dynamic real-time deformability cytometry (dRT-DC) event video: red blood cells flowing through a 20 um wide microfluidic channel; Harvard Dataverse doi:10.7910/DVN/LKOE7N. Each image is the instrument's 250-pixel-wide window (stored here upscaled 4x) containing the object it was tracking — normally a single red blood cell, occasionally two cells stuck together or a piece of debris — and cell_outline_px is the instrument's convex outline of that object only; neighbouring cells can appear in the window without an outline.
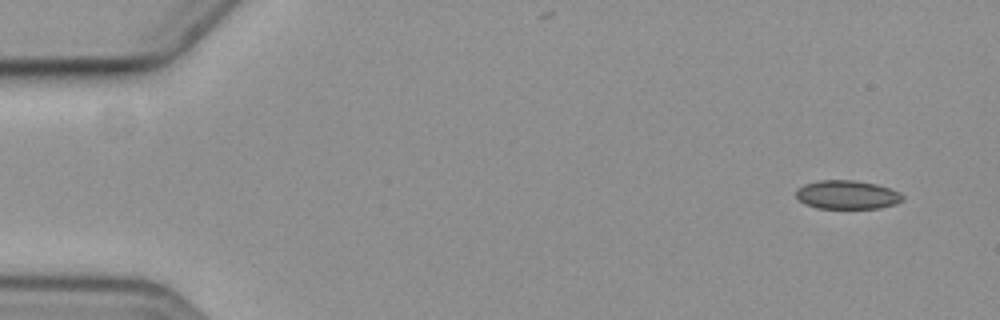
{"species": "common noctule bat (a hibernating species)", "species_latin": "Nyctalus noctula", "temperature_condition": "cold", "stored_images_in_passage": 5, "camera_frame_rate_fps": 3000, "um_per_image_px": 0.085, "animal": {"sex": "female", "body_mass_g": 19.3, "forearm_length_mm": 54.1}, "frame": {"image": 1, "passage_image": 1, "time_ms": 0.0, "image_size_px": [1000, 320], "cell_outline_px": [[904, 200], [892, 204], [876, 208], [816, 208], [804, 204], [796, 196], [796, 188], [804, 184], [816, 180], [852, 180], [876, 184], [888, 188], [904, 196]], "centroid_in_image_um": [71.93, 16.55], "position_along_channel_um": 13.1, "area_um2": 17.69}}
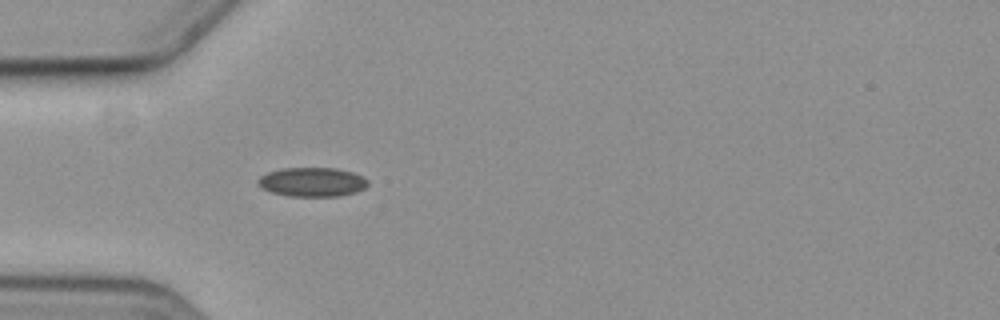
{"frame": {"image": 2, "passage_image": 5, "time_ms": 4.667, "image_size_px": [1000, 320], "cell_outline_px": [[368, 184], [364, 188], [356, 192], [340, 196], [288, 196], [272, 192], [256, 184], [256, 180], [260, 176], [268, 172], [280, 168], [336, 168], [352, 172], [368, 180]], "centroid_in_image_um": [26.51, 15.47], "position_along_channel_um": 58.5, "area_um2": 18.67}}